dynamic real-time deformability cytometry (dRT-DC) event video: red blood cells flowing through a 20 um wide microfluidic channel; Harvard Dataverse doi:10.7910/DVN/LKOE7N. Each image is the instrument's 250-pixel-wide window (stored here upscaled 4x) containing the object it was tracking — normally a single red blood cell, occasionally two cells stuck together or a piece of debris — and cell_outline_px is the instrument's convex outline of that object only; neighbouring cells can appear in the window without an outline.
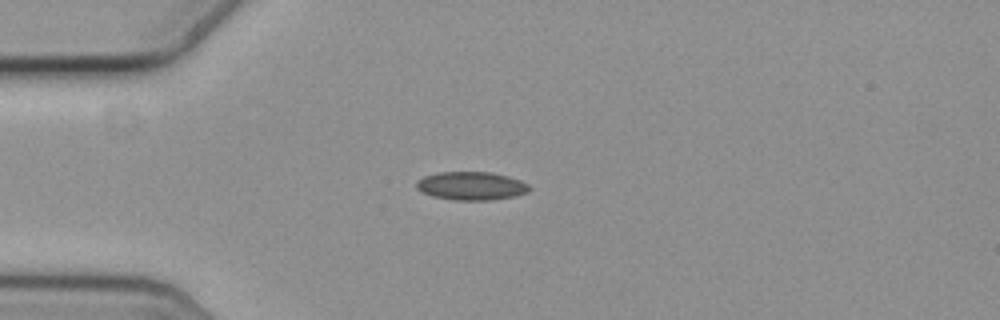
{"species": "common noctule bat (a hibernating species)", "species_latin": "Nyctalus noctula", "temperature_condition": "cold", "stored_images_in_passage": 30, "camera_frame_rate_fps": 3000, "um_per_image_px": 0.085, "animal": {"sex": "female", "body_mass_g": 19.3, "forearm_length_mm": 54.1}, "frame": {"image": 1, "passage_image": 1, "time_ms": 0.0, "image_size_px": [1000, 320], "cell_outline_px": [[532, 188], [528, 192], [516, 196], [492, 200], [452, 200], [432, 196], [420, 192], [416, 188], [416, 184], [424, 176], [440, 172], [488, 172], [508, 176], [520, 180], [528, 184]], "centroid_in_image_um": [40.08, 15.81], "position_along_channel_um": 44.9, "area_um2": 18.73}}
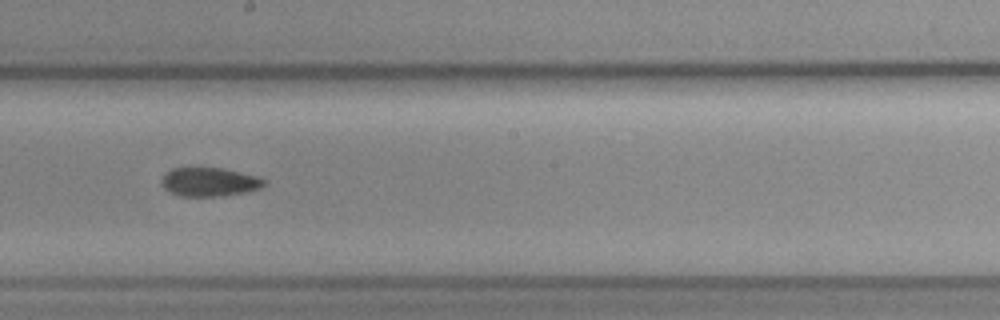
{"frame": {"image": 2, "passage_image": 18, "time_ms": 5.667, "image_size_px": [1000, 320], "cell_outline_px": [[264, 184], [260, 188], [248, 192], [224, 196], [180, 196], [168, 192], [164, 188], [160, 180], [164, 172], [172, 168], [224, 168], [256, 176], [264, 180]], "centroid_in_image_um": [17.75, 15.47], "position_along_channel_um": 230.5, "area_um2": 17.34}}
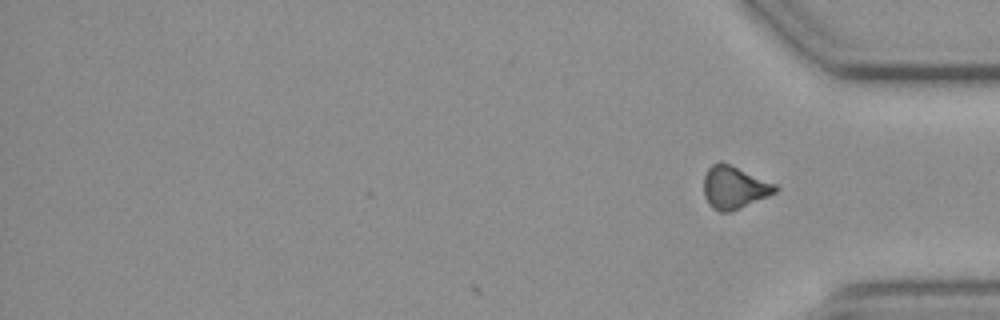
{"frame": {"image": 3, "passage_image": 30, "time_ms": 9.667, "image_size_px": [1000, 320], "cell_outline_px": [[780, 188], [776, 192], [768, 196], [740, 208], [728, 212], [720, 212], [712, 208], [708, 204], [704, 196], [704, 176], [708, 168], [712, 164], [720, 160], [732, 164], [776, 184]], "centroid_in_image_um": [62.4, 15.91], "position_along_channel_um": 372.8, "area_um2": 18.03}}